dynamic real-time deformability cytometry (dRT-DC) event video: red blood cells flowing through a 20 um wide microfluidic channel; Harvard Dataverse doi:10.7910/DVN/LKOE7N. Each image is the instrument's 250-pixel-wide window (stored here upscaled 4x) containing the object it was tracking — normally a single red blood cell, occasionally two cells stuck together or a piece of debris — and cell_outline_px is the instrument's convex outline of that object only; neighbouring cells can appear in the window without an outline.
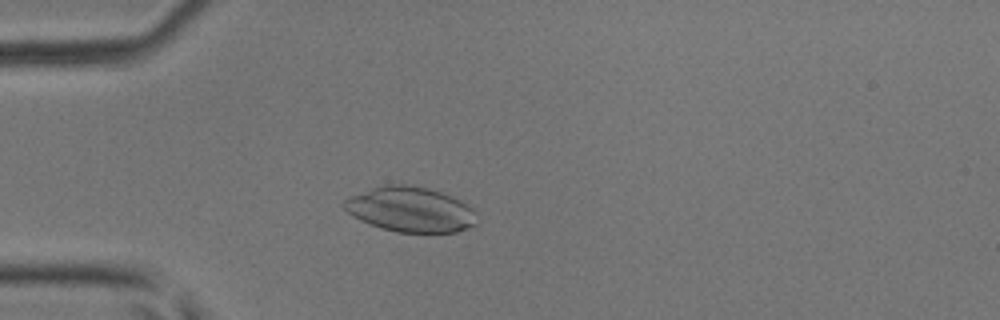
{"species": "common noctule bat (a hibernating species)", "species_latin": "Nyctalus noctula", "temperature_condition": "room temperature", "stored_images_in_passage": 35, "camera_frame_rate_fps": 3000, "um_per_image_px": 0.085, "animal": {"sex": "male", "body_mass_g": 17.9, "forearm_length_mm": 54.2}, "frame": {"image": 1, "passage_image": 10, "time_ms": 3.0, "image_size_px": [1000, 320], "cell_outline_px": [[476, 224], [468, 228], [456, 232], [396, 232], [368, 224], [352, 216], [344, 208], [344, 200], [352, 196], [372, 188], [384, 184], [408, 184], [428, 188], [452, 196], [468, 204], [476, 212]], "centroid_in_image_um": [34.91, 17.8], "position_along_channel_um": 50.1, "area_um2": 34.85}}
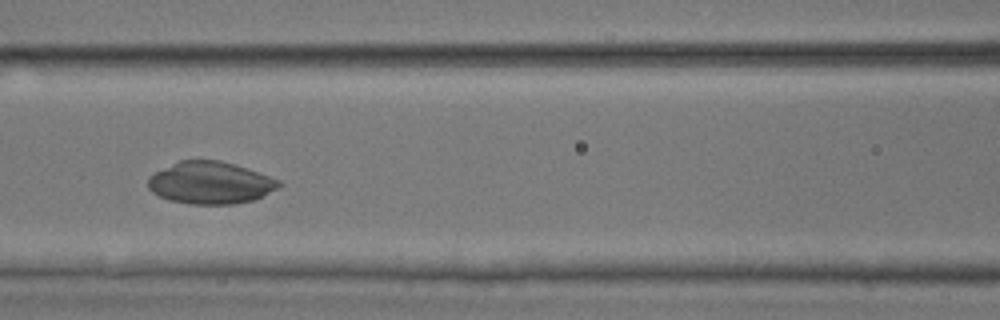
{"frame": {"image": 2, "passage_image": 18, "time_ms": 5.667, "image_size_px": [1000, 320], "cell_outline_px": [[284, 184], [280, 188], [264, 196], [252, 200], [236, 204], [188, 204], [168, 200], [152, 192], [148, 188], [148, 176], [180, 160], [220, 160], [236, 164], [280, 180]], "centroid_in_image_um": [17.92, 15.55], "position_along_channel_um": 148.7, "area_um2": 32.43}}
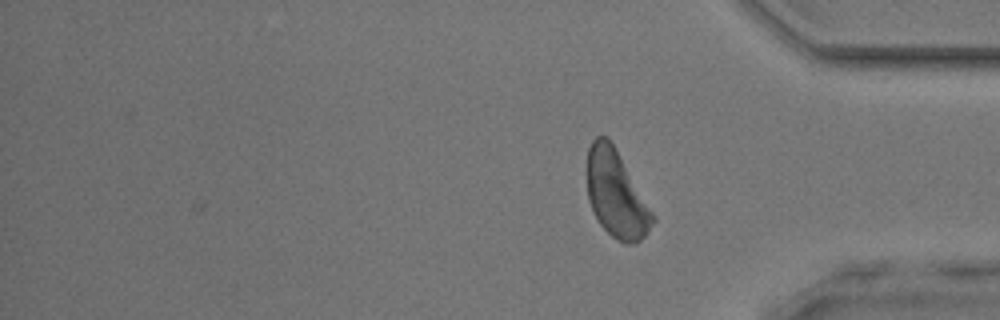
{"frame": {"image": 3, "passage_image": 35, "time_ms": 11.333, "image_size_px": [1000, 320], "cell_outline_px": [[656, 220], [648, 232], [636, 244], [624, 244], [616, 240], [600, 224], [592, 212], [588, 200], [588, 148], [592, 140], [596, 136], [608, 136], [656, 216]], "centroid_in_image_um": [52.39, 16.53], "position_along_channel_um": 382.8, "area_um2": 33.23}}